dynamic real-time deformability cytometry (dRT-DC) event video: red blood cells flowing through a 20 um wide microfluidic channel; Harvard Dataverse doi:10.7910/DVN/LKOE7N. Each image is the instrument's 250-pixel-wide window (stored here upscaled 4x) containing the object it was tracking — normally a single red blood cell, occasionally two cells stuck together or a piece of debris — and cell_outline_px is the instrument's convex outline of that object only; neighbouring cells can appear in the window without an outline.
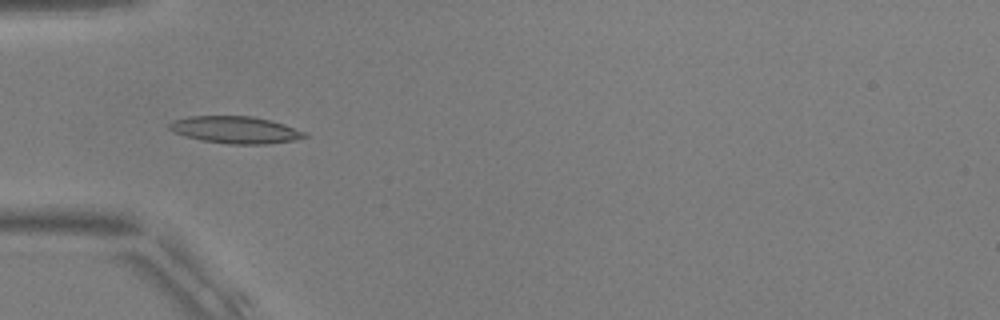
{"species": "common noctule bat (a hibernating species)", "species_latin": "Nyctalus noctula", "temperature_condition": "warm", "stored_images_in_passage": 53, "camera_frame_rate_fps": 3000, "um_per_image_px": 0.085, "animal": {"sex": "male", "body_mass_g": 17.9, "forearm_length_mm": 54.2}, "frame": {"image": 1, "passage_image": 17, "time_ms": 5.333, "image_size_px": [1000, 320], "cell_outline_px": [[308, 136], [292, 140], [268, 144], [228, 144], [204, 140], [188, 136], [176, 132], [168, 128], [168, 124], [172, 120], [188, 116], [252, 116], [284, 124], [308, 132]], "centroid_in_image_um": [20.03, 11.03], "position_along_channel_um": 65.0, "area_um2": 21.15}}
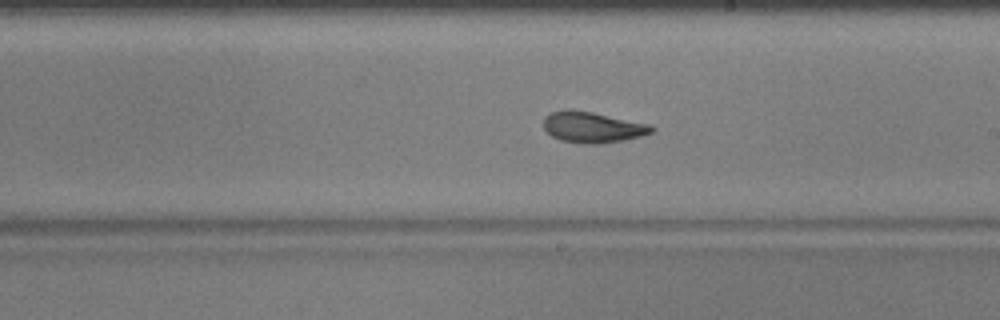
{"frame": {"image": 2, "passage_image": 31, "time_ms": 10.0, "image_size_px": [1000, 320], "cell_outline_px": [[656, 128], [652, 132], [640, 136], [624, 140], [600, 144], [584, 144], [560, 140], [552, 136], [544, 128], [544, 116], [552, 112], [592, 112], [652, 124]], "centroid_in_image_um": [50.44, 10.85], "position_along_channel_um": 238.6, "area_um2": 19.07}}
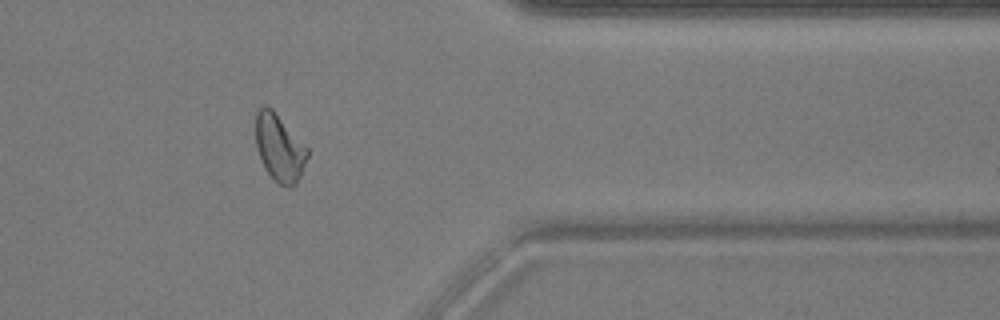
{"frame": {"image": 3, "passage_image": 44, "time_ms": 14.333, "image_size_px": [1000, 320], "cell_outline_px": [[308, 156], [300, 176], [296, 184], [288, 188], [280, 184], [268, 172], [256, 148], [256, 112], [264, 104], [272, 108], [308, 148]], "centroid_in_image_um": [23.76, 12.54], "position_along_channel_um": 387.6, "area_um2": 19.94}, "authors_computed_cell_mechanics": {"area_um2": 19.652, "velocity_mm_per_s": 3.7426, "shape_relaxation_time_tau1_ms": 5.2396, "shape_relaxation_time_tau2_ms": 1.6962, "deformation_change_tau1": 0.1915, "deformation_change_tau2": 0.078}}